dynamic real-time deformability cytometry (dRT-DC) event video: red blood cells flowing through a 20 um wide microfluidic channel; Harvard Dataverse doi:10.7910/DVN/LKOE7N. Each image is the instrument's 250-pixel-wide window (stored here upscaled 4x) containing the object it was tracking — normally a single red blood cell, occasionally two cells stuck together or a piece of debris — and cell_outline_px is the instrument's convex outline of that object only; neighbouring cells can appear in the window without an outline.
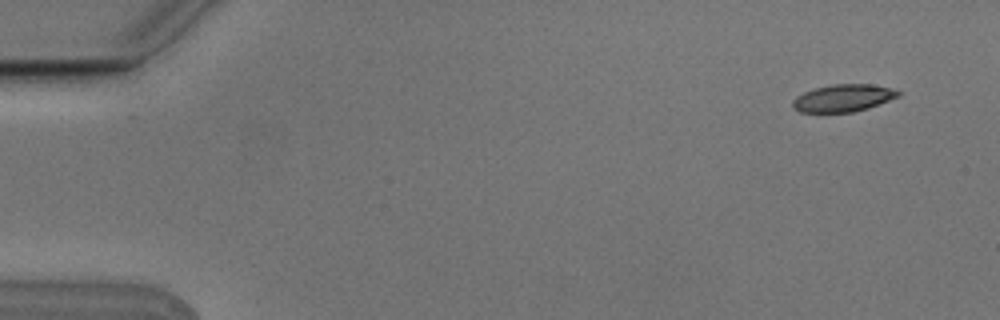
{"species": "Egyptian fruit bat (a non-hibernating species)", "species_latin": "Rousettus aegyptiacus", "temperature_condition": "cold", "stored_images_in_passage": 5, "camera_frame_rate_fps": 3000, "um_per_image_px": 0.085, "animal": {"sex": "male"}, "frame": {"image": 1, "passage_image": 1, "time_ms": 0.0, "image_size_px": [1000, 320], "cell_outline_px": [[900, 96], [868, 108], [852, 112], [800, 112], [792, 108], [792, 100], [796, 96], [804, 92], [816, 88], [832, 84], [872, 84], [888, 88], [900, 92]], "centroid_in_image_um": [71.63, 8.34], "position_along_channel_um": 13.4, "area_um2": 16.7}}
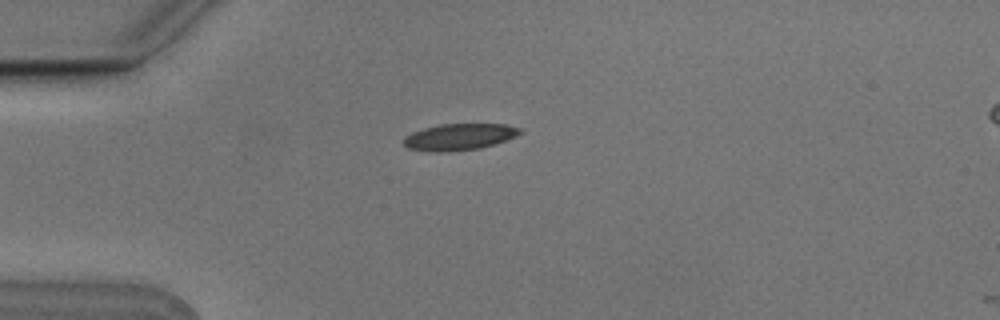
{"frame": {"image": 2, "passage_image": 4, "time_ms": 1.0, "image_size_px": [1000, 320], "cell_outline_px": [[524, 132], [516, 136], [480, 148], [448, 152], [428, 152], [408, 148], [404, 144], [404, 136], [412, 132], [424, 128], [440, 124], [508, 124], [520, 128]], "centroid_in_image_um": [39.02, 11.63], "position_along_channel_um": 46.0, "area_um2": 18.03}}